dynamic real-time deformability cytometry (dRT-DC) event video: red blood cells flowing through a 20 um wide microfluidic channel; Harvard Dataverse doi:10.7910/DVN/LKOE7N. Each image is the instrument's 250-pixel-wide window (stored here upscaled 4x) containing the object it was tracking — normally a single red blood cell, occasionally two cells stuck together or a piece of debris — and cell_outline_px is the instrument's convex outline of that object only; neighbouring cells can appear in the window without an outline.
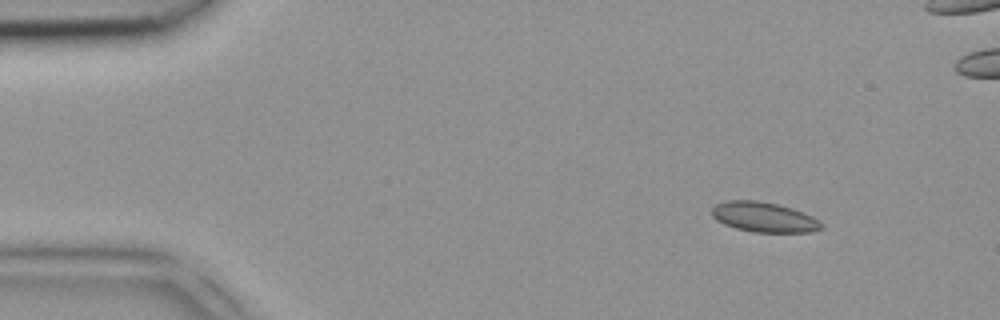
{"species": "common noctule bat (a hibernating species)", "species_latin": "Nyctalus noctula", "temperature_condition": "room temperature", "stored_images_in_passage": 3, "camera_frame_rate_fps": 3000, "um_per_image_px": 0.085, "animal": {"sex": "female", "body_mass_g": 18.4}, "frame": {"image": 1, "passage_image": 1, "time_ms": 0.0, "image_size_px": [1000, 320], "cell_outline_px": [[824, 228], [812, 232], [752, 232], [736, 228], [724, 224], [716, 220], [712, 216], [712, 208], [716, 204], [724, 200], [756, 200], [776, 204], [792, 208], [804, 212], [820, 220], [824, 224]], "centroid_in_image_um": [64.96, 18.46], "position_along_channel_um": 20.0, "area_um2": 19.36}}